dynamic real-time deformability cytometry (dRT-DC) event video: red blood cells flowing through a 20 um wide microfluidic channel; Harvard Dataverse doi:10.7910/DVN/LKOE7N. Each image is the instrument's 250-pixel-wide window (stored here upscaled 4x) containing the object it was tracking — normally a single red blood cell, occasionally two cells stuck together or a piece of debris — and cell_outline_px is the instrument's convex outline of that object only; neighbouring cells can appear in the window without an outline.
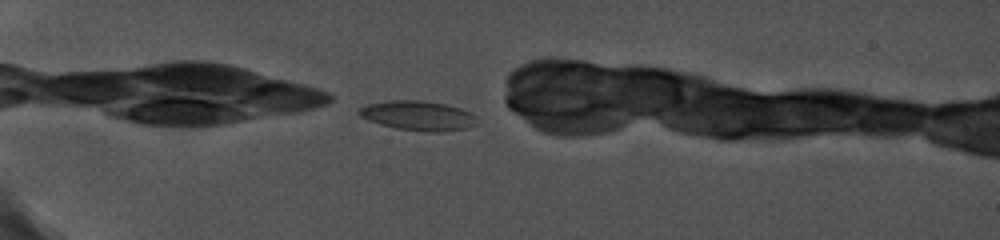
{"species": "common noctule bat (a hibernating species)", "species_latin": "Nyctalus noctula", "temperature_condition": "cold", "stored_images_in_passage": 27, "camera_frame_rate_fps": 5000, "um_per_image_px": 0.085, "animal": {"sex": "female", "body_mass_g": 19.0, "forearm_length_mm": 56.7}, "frame": {"image": 1, "passage_image": 1, "time_ms": 0.0, "image_size_px": [1000, 240], "cell_outline_px": [[480, 124], [468, 128], [440, 132], [432, 132], [396, 128], [380, 124], [368, 120], [360, 116], [356, 112], [360, 108], [368, 104], [388, 100], [424, 100], [444, 104], [460, 108], [472, 112], [480, 120]], "centroid_in_image_um": [35.6, 9.83], "position_along_channel_um": 49.4, "area_um2": 20.63}}
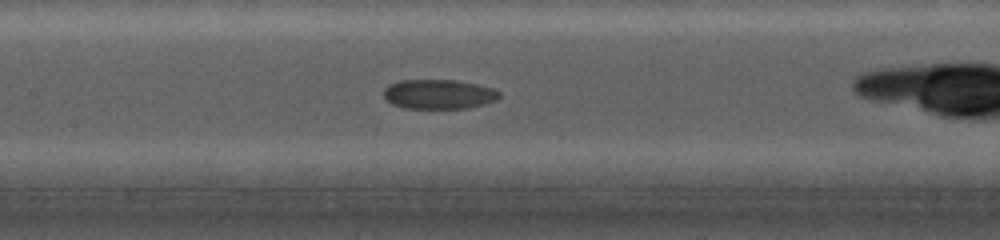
{"frame": {"image": 2, "passage_image": 9, "time_ms": 4.6, "image_size_px": [1000, 240], "cell_outline_px": [[500, 96], [496, 100], [484, 104], [468, 108], [404, 108], [392, 104], [384, 96], [384, 88], [388, 84], [400, 80], [456, 80], [496, 88], [500, 92]], "centroid_in_image_um": [37.31, 8.0], "position_along_channel_um": 170.1, "area_um2": 20.0}}
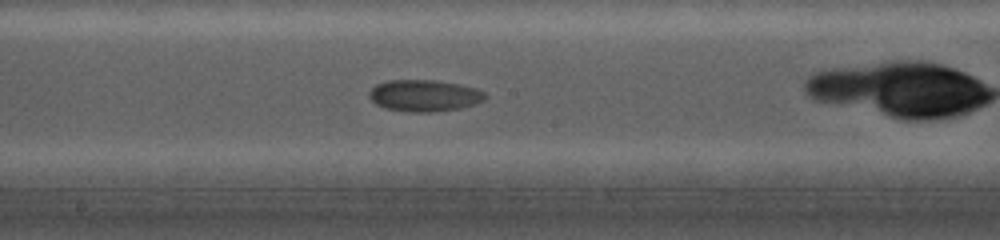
{"frame": {"image": 3, "passage_image": 12, "time_ms": 5.8, "image_size_px": [1000, 240], "cell_outline_px": [[488, 96], [484, 100], [460, 108], [428, 112], [408, 112], [388, 108], [376, 104], [368, 96], [368, 92], [376, 84], [388, 80], [436, 80], [460, 84], [476, 88], [484, 92]], "centroid_in_image_um": [36.06, 8.11], "position_along_channel_um": 212.1, "area_um2": 21.33}}